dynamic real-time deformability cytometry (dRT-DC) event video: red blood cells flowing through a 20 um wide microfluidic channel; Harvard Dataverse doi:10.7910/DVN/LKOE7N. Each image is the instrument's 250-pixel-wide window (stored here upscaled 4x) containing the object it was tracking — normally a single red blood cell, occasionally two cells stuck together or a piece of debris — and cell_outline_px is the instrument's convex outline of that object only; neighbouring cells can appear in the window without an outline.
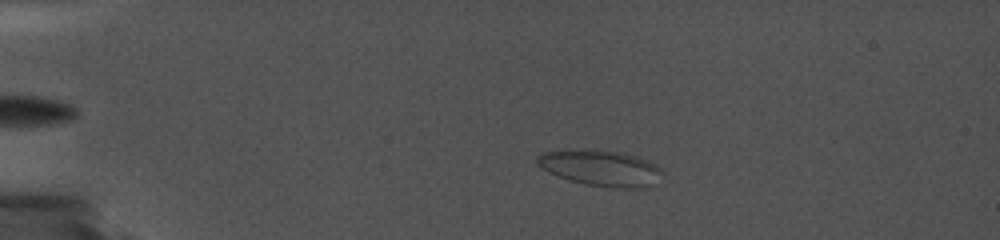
{"species": "common noctule bat (a hibernating species)", "species_latin": "Nyctalus noctula", "temperature_condition": "cold", "stored_images_in_passage": 45, "camera_frame_rate_fps": 5000, "um_per_image_px": 0.085, "animal": {"sex": "female", "body_mass_g": 19.0, "forearm_length_mm": 56.7}, "frame": {"image": 1, "passage_image": 10, "time_ms": 2.8, "image_size_px": [1000, 240], "cell_outline_px": [[660, 172], [648, 188], [616, 188], [584, 184], [568, 180], [536, 164], [536, 160], [540, 152], [584, 148], [592, 148], [624, 152], [644, 160], [660, 168]], "centroid_in_image_um": [50.98, 14.25], "position_along_channel_um": 34.0, "area_um2": 25.95}}
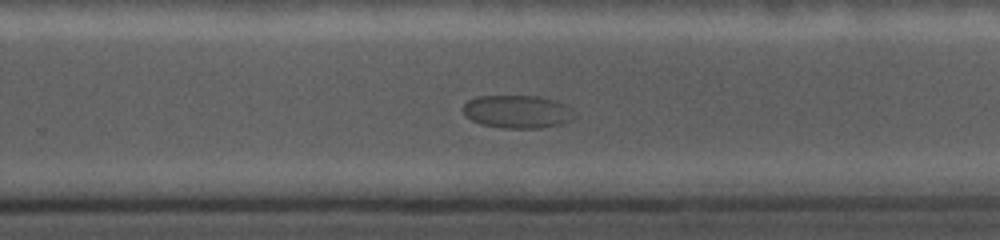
{"frame": {"image": 2, "passage_image": 34, "time_ms": 12.4, "image_size_px": [1000, 240], "cell_outline_px": [[576, 116], [572, 120], [560, 124], [540, 128], [504, 128], [480, 124], [472, 120], [464, 112], [464, 104], [468, 100], [476, 96], [540, 96], [564, 104]], "centroid_in_image_um": [43.97, 9.49], "position_along_channel_um": 285.8, "area_um2": 21.21}}
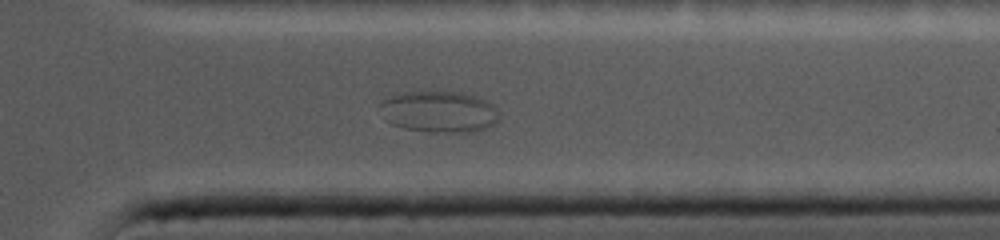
{"frame": {"image": 3, "passage_image": 39, "time_ms": 15.0, "image_size_px": [1000, 240], "cell_outline_px": [[500, 120], [496, 124], [476, 132], [428, 132], [404, 128], [392, 124], [384, 120], [380, 104], [388, 96], [400, 92], [464, 92], [476, 96], [492, 104], [500, 112]], "centroid_in_image_um": [37.36, 9.51], "position_along_channel_um": 374.0, "area_um2": 29.13}}